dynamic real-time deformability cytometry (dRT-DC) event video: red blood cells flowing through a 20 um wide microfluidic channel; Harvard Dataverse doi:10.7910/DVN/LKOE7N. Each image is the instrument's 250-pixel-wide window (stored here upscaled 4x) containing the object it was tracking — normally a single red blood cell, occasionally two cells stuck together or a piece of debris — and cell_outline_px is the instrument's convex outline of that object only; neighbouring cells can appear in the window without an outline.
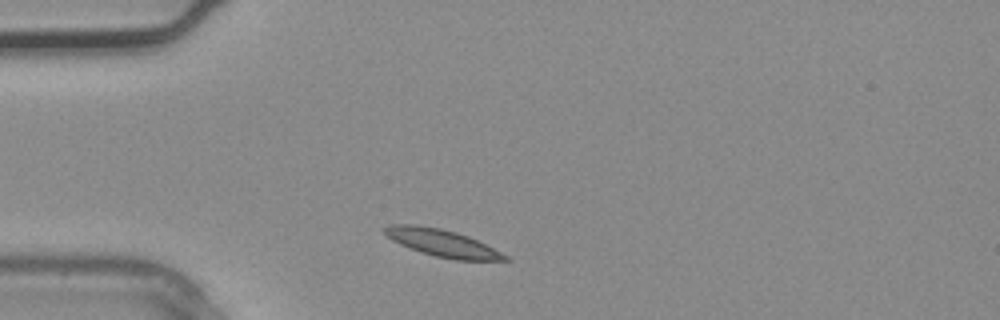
{"species": "common noctule bat (a hibernating species)", "species_latin": "Nyctalus noctula", "temperature_condition": "warm", "stored_images_in_passage": 1, "camera_frame_rate_fps": 3000, "um_per_image_px": 0.085, "animal": {"sex": "male", "body_mass_g": 20.4}, "frame": {"image": 1, "passage_image": 1, "time_ms": 0.0, "image_size_px": [1000, 320], "cell_outline_px": [[512, 260], [456, 260], [436, 256], [420, 252], [400, 244], [392, 240], [384, 232], [384, 228], [392, 224], [416, 224], [440, 228], [456, 232], [468, 236], [508, 256]], "centroid_in_image_um": [37.57, 20.65], "position_along_channel_um": 47.4, "area_um2": 18.79}}